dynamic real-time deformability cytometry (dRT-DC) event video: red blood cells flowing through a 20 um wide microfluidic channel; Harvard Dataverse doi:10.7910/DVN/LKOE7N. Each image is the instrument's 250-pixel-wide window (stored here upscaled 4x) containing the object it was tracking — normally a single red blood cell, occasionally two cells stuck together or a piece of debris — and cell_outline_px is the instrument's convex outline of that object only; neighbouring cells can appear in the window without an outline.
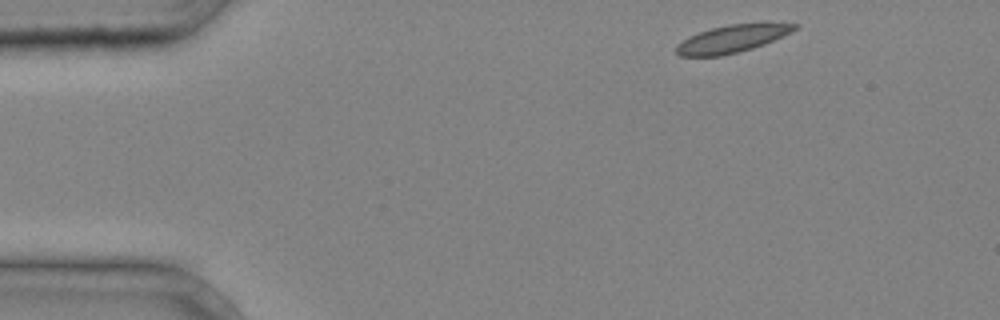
{"species": "common noctule bat (a hibernating species)", "species_latin": "Nyctalus noctula", "temperature_condition": "cold", "stored_images_in_passage": 32, "camera_frame_rate_fps": 3000, "um_per_image_px": 0.085, "animal": {"sex": "male", "body_mass_g": 20.4}, "frame": {"image": 1, "passage_image": 1, "time_ms": 0.0, "image_size_px": [1000, 320], "cell_outline_px": [[800, 24], [792, 32], [764, 44], [752, 48], [720, 56], [680, 56], [676, 52], [676, 44], [688, 36], [712, 28], [728, 24], [764, 20]], "centroid_in_image_um": [62.31, 3.24], "position_along_channel_um": 22.7, "area_um2": 19.59}}
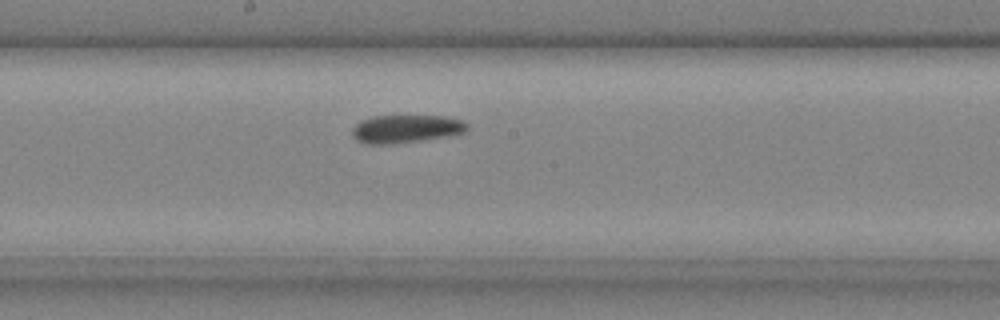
{"frame": {"image": 2, "passage_image": 18, "time_ms": 5.667, "image_size_px": [1000, 320], "cell_outline_px": [[468, 128], [464, 132], [444, 136], [420, 140], [388, 144], [368, 144], [356, 140], [352, 136], [352, 128], [360, 120], [372, 116], [444, 116], [464, 120], [468, 124]], "centroid_in_image_um": [34.47, 10.94], "position_along_channel_um": 213.7, "area_um2": 18.67}}
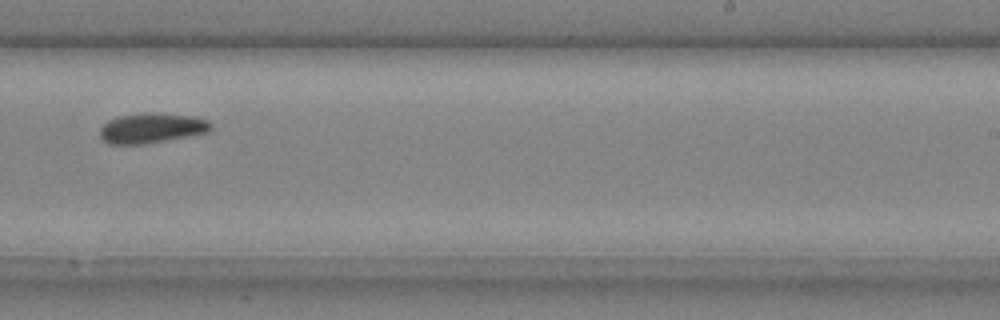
{"frame": {"image": 3, "passage_image": 22, "time_ms": 7.0, "image_size_px": [1000, 320], "cell_outline_px": [[212, 128], [208, 132], [144, 144], [108, 144], [100, 136], [100, 128], [108, 120], [120, 116], [144, 112], [148, 112], [196, 116], [208, 120], [212, 124]], "centroid_in_image_um": [12.9, 10.87], "position_along_channel_um": 276.1, "area_um2": 19.42}}